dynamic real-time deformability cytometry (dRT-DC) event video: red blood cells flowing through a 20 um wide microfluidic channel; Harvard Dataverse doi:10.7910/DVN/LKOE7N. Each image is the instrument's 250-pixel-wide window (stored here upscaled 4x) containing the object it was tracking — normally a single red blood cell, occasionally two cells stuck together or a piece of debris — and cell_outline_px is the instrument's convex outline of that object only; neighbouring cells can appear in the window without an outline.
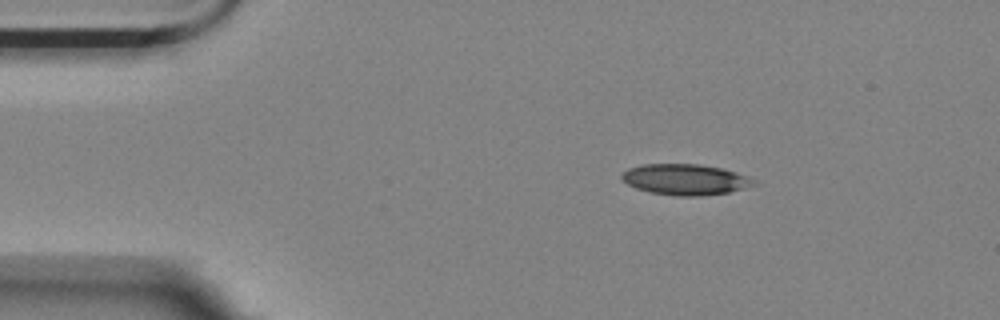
{"species": "Egyptian fruit bat (a non-hibernating species)", "species_latin": "Rousettus aegyptiacus", "temperature_condition": "room temperature", "stored_images_in_passage": 3, "camera_frame_rate_fps": 3000, "um_per_image_px": 0.085, "animal": {"sex": "female"}, "frame": {"image": 1, "passage_image": 1, "time_ms": 0.0, "image_size_px": [1000, 320], "cell_outline_px": [[756, 184], [728, 192], [700, 196], [676, 196], [648, 192], [636, 188], [628, 184], [620, 176], [628, 168], [640, 164], [700, 164], [720, 168], [736, 172], [756, 180]], "centroid_in_image_um": [58.22, 15.25], "position_along_channel_um": 26.8, "area_um2": 23.64}}